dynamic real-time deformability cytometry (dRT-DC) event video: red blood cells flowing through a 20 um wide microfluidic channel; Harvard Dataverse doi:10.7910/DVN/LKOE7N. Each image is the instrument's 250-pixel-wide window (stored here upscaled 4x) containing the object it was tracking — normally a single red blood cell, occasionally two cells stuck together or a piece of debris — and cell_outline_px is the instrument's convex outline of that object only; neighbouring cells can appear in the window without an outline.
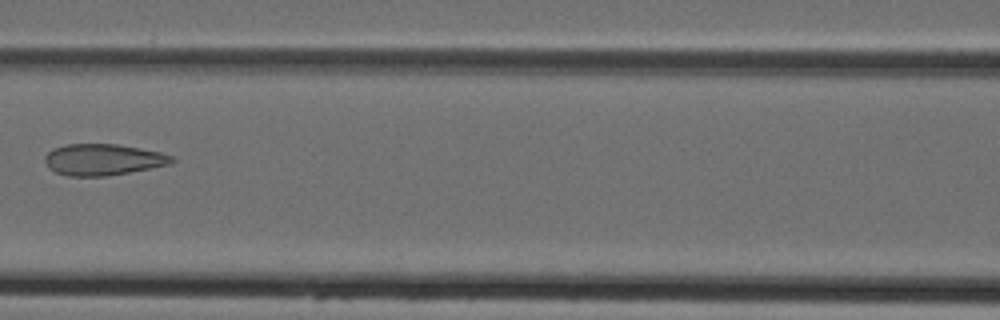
{"species": "Egyptian fruit bat (a non-hibernating species)", "species_latin": "Rousettus aegyptiacus", "temperature_condition": "cold", "stored_images_in_passage": 7, "camera_frame_rate_fps": 3000, "um_per_image_px": 0.085, "animal": {"sex": "female"}, "frame": {"image": 1, "passage_image": 7, "time_ms": 7.0, "image_size_px": [1000, 320], "cell_outline_px": [[176, 160], [172, 164], [128, 172], [104, 176], [68, 176], [56, 172], [48, 168], [44, 160], [44, 156], [52, 148], [68, 144], [116, 144], [140, 148], [160, 152], [172, 156]], "centroid_in_image_um": [8.74, 13.56], "position_along_channel_um": 157.9, "area_um2": 23.18}}